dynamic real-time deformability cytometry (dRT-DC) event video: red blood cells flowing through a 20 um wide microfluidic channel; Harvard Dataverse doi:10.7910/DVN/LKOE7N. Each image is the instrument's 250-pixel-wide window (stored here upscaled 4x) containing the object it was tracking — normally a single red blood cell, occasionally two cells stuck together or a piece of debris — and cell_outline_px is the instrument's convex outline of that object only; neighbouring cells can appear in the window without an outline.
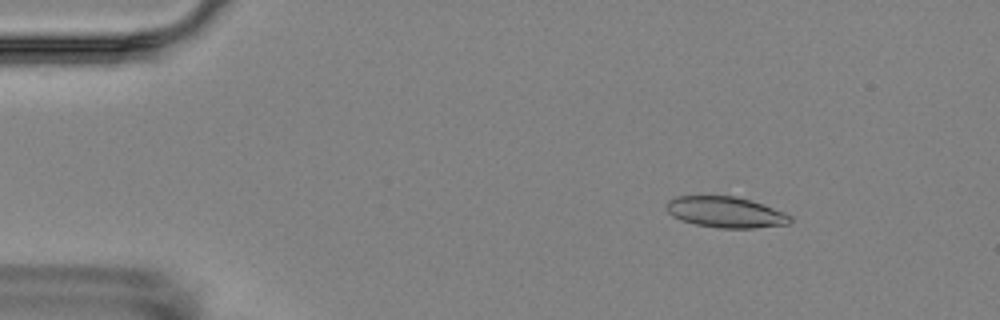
{"species": "Egyptian fruit bat (a non-hibernating species)", "species_latin": "Rousettus aegyptiacus", "temperature_condition": "room temperature", "stored_images_in_passage": 4, "camera_frame_rate_fps": 3000, "um_per_image_px": 0.085, "animal": {"sex": "female"}, "frame": {"image": 1, "passage_image": 1, "time_ms": 0.0, "image_size_px": [1000, 320], "cell_outline_px": [[792, 220], [788, 224], [752, 228], [720, 228], [696, 224], [680, 220], [672, 216], [668, 212], [668, 200], [676, 196], [736, 196], [752, 200], [784, 212], [792, 216]], "centroid_in_image_um": [61.7, 18.03], "position_along_channel_um": 23.3, "area_um2": 22.25}}